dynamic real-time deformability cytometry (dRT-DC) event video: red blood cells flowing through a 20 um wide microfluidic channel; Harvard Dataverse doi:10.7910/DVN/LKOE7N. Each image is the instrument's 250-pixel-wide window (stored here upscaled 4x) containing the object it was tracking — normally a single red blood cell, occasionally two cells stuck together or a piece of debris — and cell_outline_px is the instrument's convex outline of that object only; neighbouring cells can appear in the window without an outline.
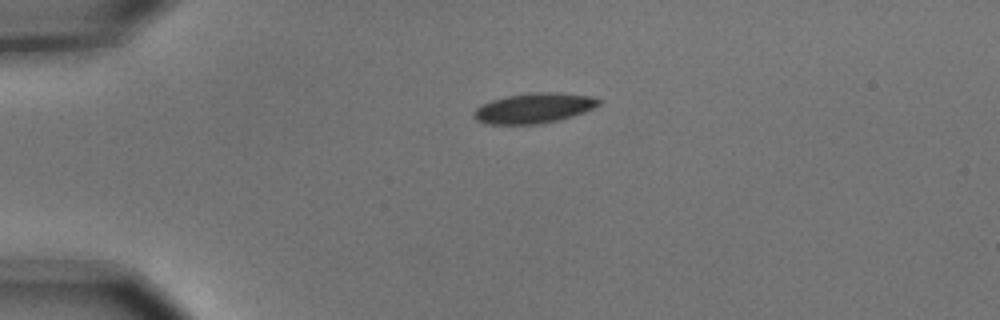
{"species": "common noctule bat (a hibernating species)", "species_latin": "Nyctalus noctula", "temperature_condition": "cold", "stored_images_in_passage": 2, "camera_frame_rate_fps": 3000, "um_per_image_px": 0.085, "animal": {"sex": "male", "body_mass_g": 15.6}, "frame": {"image": 1, "passage_image": 1, "time_ms": 0.0, "image_size_px": [1000, 320], "cell_outline_px": [[600, 104], [584, 112], [572, 116], [540, 124], [488, 124], [476, 120], [472, 116], [472, 112], [480, 104], [504, 96], [532, 92], [556, 92], [592, 96], [600, 100]], "centroid_in_image_um": [45.33, 9.18], "position_along_channel_um": 39.7, "area_um2": 22.02}}